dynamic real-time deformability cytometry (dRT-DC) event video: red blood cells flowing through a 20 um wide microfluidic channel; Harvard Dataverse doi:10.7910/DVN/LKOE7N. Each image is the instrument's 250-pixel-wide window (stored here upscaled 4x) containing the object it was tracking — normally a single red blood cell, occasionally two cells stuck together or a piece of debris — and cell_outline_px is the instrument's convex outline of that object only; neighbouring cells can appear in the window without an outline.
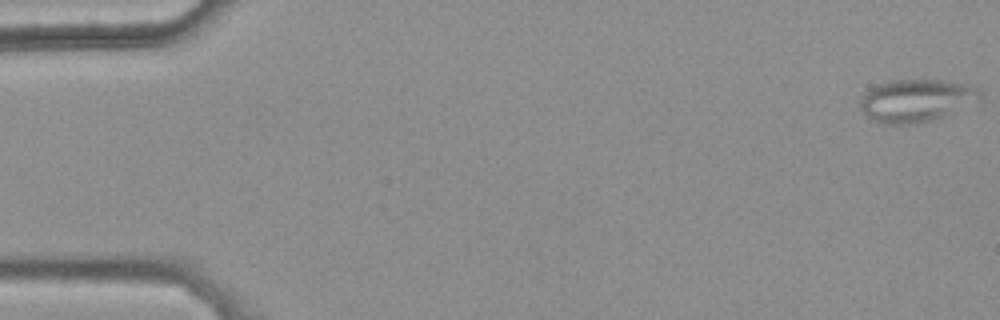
{"species": "common noctule bat (a hibernating species)", "species_latin": "Nyctalus noctula", "temperature_condition": "warm", "stored_images_in_passage": 48, "segment_of_instrument_passage": [1, 2], "camera_frame_rate_fps": 3000, "um_per_image_px": 0.085, "animal": {"sex": "female", "body_mass_g": 25.1}, "frame": {"image": 1, "passage_image": 1, "time_ms": 0.0, "image_size_px": [1000, 320], "cell_outline_px": [[980, 100], [944, 116], [932, 120], [912, 124], [880, 124], [872, 120], [860, 108], [860, 100], [864, 92], [868, 88], [876, 84], [888, 80], [940, 80], [968, 84], [980, 88]], "centroid_in_image_um": [77.85, 8.53], "position_along_channel_um": 7.1, "area_um2": 30.0}}